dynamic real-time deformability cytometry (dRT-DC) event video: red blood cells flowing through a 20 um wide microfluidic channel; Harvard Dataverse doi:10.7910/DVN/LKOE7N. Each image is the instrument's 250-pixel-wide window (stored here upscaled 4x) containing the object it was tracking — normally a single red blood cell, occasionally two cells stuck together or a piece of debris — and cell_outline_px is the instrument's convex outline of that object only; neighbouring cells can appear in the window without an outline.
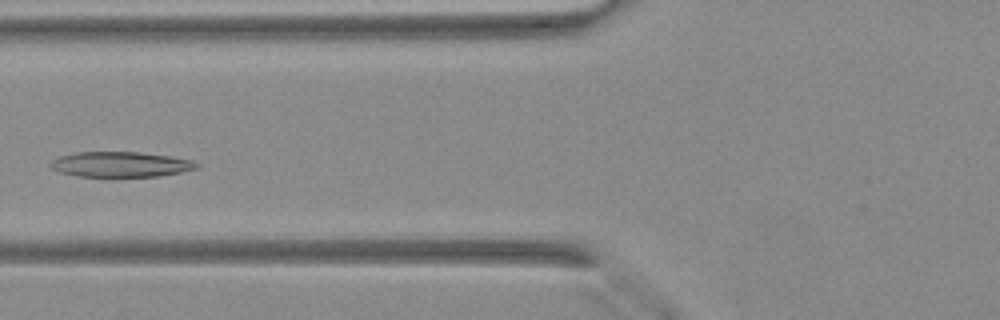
{"species": "Egyptian fruit bat (a non-hibernating species)", "species_latin": "Rousettus aegyptiacus", "temperature_condition": "warm", "stored_images_in_passage": 39, "camera_frame_rate_fps": 3000, "um_per_image_px": 0.085, "animal": {"sex": "female"}, "frame": {"image": 1, "passage_image": 14, "time_ms": 4.333, "image_size_px": [1000, 320], "cell_outline_px": [[200, 168], [160, 176], [116, 180], [112, 180], [80, 176], [60, 172], [52, 168], [48, 164], [52, 160], [60, 156], [76, 152], [140, 152], [172, 156], [192, 160], [200, 164]], "centroid_in_image_um": [10.28, 14.02], "position_along_channel_um": 115.5, "area_um2": 22.72}}
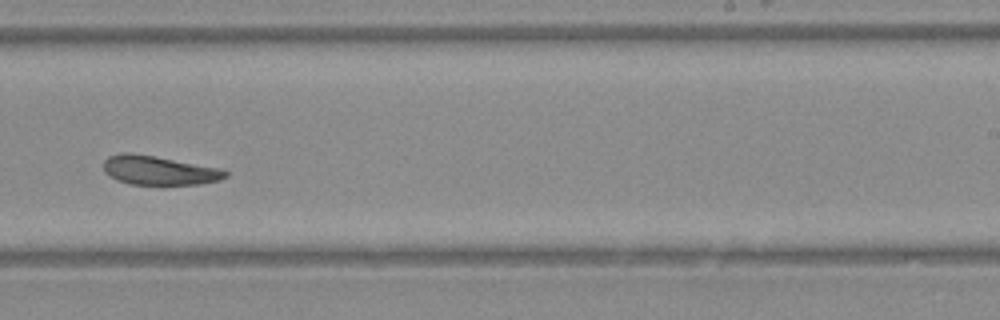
{"frame": {"image": 2, "passage_image": 24, "time_ms": 7.667, "image_size_px": [1000, 320], "cell_outline_px": [[228, 176], [220, 180], [200, 184], [164, 188], [132, 184], [116, 180], [108, 176], [104, 172], [104, 160], [108, 156], [120, 152], [132, 152], [220, 168], [228, 172]], "centroid_in_image_um": [13.51, 14.53], "position_along_channel_um": 275.5, "area_um2": 21.68}}
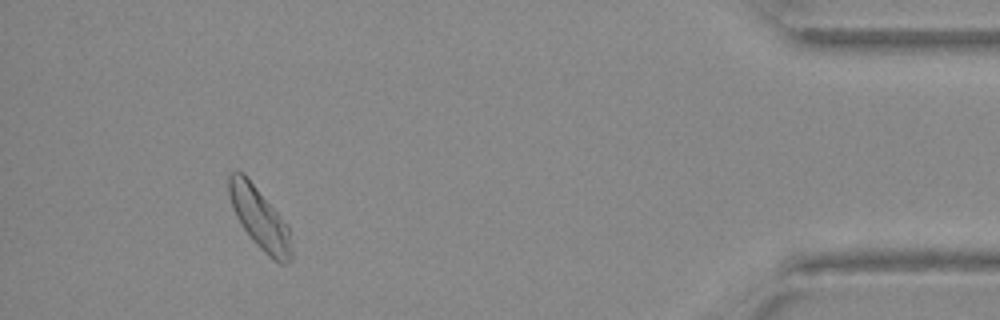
{"frame": {"image": 3, "passage_image": 36, "time_ms": 11.667, "image_size_px": [1000, 320], "cell_outline_px": [[292, 260], [284, 264], [280, 264], [272, 260], [252, 240], [240, 224], [232, 208], [228, 192], [228, 172], [236, 168], [244, 172], [288, 224], [292, 252]], "centroid_in_image_um": [22.05, 18.51], "position_along_channel_um": 413.2, "area_um2": 22.95}}